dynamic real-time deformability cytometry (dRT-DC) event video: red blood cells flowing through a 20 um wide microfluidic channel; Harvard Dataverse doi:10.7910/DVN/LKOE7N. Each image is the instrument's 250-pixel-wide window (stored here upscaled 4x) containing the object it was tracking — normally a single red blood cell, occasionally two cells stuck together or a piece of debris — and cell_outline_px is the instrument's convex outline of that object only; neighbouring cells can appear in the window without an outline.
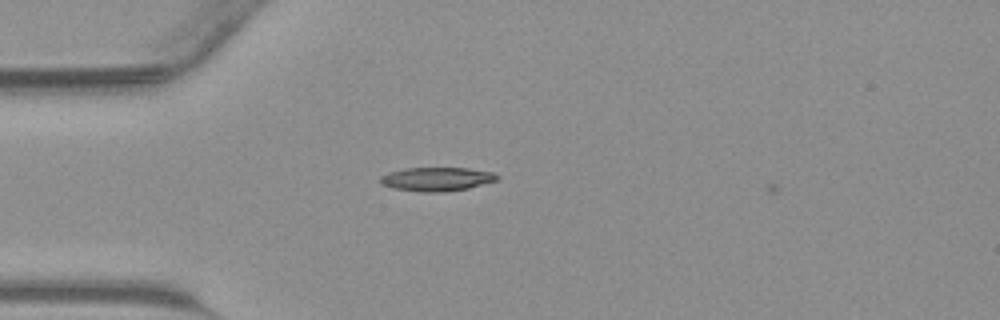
{"species": "common noctule bat (a hibernating species)", "species_latin": "Nyctalus noctula", "temperature_condition": "warm", "stored_images_in_passage": 8, "camera_frame_rate_fps": 3000, "um_per_image_px": 0.085, "animal": {"sex": "male", "body_mass_g": 23.1, "forearm_length_mm": 52.7}, "frame": {"image": 1, "passage_image": 7, "time_ms": 2.0, "image_size_px": [1000, 320], "cell_outline_px": [[500, 180], [468, 188], [444, 192], [420, 192], [392, 188], [380, 184], [380, 176], [388, 172], [404, 168], [468, 168], [492, 172], [500, 176]], "centroid_in_image_um": [37.12, 15.22], "position_along_channel_um": 47.9, "area_um2": 16.42}}